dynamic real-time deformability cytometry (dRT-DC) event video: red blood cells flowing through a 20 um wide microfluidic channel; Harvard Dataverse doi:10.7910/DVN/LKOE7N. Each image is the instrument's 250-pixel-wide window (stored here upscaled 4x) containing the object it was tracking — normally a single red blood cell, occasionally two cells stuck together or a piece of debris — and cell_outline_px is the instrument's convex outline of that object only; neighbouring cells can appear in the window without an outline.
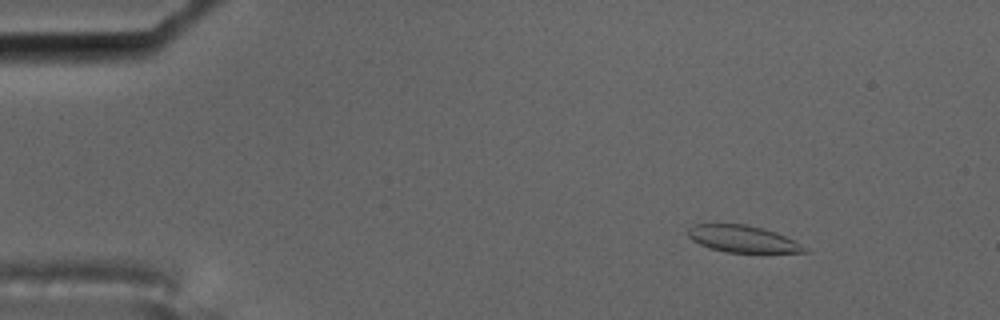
{"species": "common noctule bat (a hibernating species)", "species_latin": "Nyctalus noctula", "temperature_condition": "cold", "stored_images_in_passage": 9, "camera_frame_rate_fps": 3000, "um_per_image_px": 0.085, "animal": {"sex": "male", "body_mass_g": 17.5, "forearm_length_mm": 52.3}, "frame": {"image": 1, "passage_image": 1, "time_ms": 0.0, "image_size_px": [1000, 320], "cell_outline_px": [[808, 252], [728, 252], [712, 248], [700, 244], [692, 240], [688, 236], [688, 228], [692, 224], [744, 224], [776, 232], [808, 248]], "centroid_in_image_um": [63.09, 20.3], "position_along_channel_um": 21.9, "area_um2": 17.86}}